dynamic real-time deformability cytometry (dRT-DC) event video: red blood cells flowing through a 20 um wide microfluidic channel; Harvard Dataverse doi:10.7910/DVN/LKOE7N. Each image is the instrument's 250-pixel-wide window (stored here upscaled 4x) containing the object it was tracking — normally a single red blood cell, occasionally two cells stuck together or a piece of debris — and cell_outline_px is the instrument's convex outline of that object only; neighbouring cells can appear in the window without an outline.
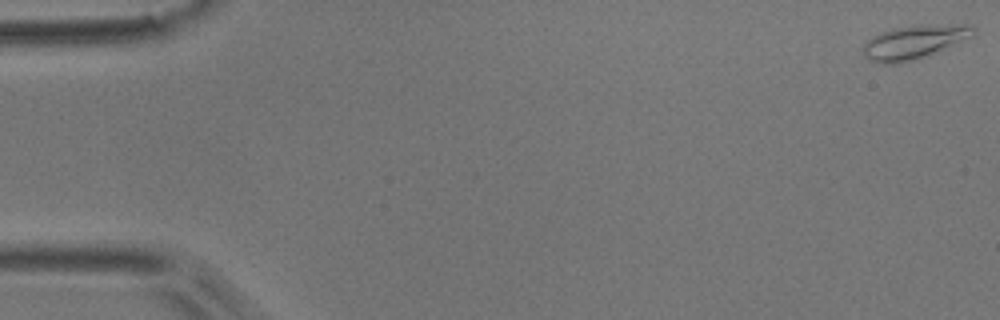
{"species": "common noctule bat (a hibernating species)", "species_latin": "Nyctalus noctula", "temperature_condition": "room temperature", "stored_images_in_passage": 6, "camera_frame_rate_fps": 3000, "um_per_image_px": 0.085, "animal": {"sex": "male", "body_mass_g": 17.9}, "frame": {"image": 1, "passage_image": 1, "time_ms": 0.0, "image_size_px": [1000, 320], "cell_outline_px": [[976, 28], [972, 36], [916, 60], [896, 64], [880, 64], [868, 60], [864, 56], [864, 44], [872, 36], [880, 32], [892, 28], [920, 24], [972, 24]], "centroid_in_image_um": [77.68, 3.56], "position_along_channel_um": 7.3, "area_um2": 21.85}}